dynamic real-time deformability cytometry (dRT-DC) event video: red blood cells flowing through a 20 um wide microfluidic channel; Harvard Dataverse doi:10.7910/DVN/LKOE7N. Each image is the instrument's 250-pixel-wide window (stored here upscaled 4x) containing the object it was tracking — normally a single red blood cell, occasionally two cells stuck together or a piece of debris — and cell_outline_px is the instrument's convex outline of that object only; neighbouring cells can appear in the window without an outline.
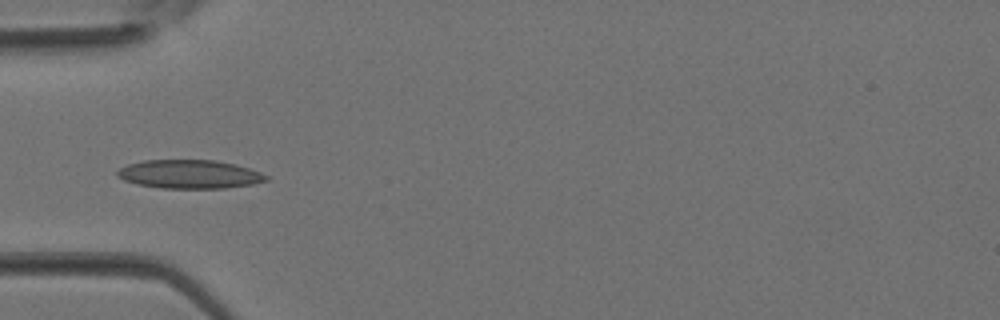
{"species": "Egyptian fruit bat (a non-hibernating species)", "species_latin": "Rousettus aegyptiacus", "temperature_condition": "room temperature", "stored_images_in_passage": 27, "camera_frame_rate_fps": 3000, "um_per_image_px": 0.085, "animal": {"sex": "female"}, "frame": {"image": 1, "passage_image": 1, "time_ms": 0.0, "image_size_px": [1000, 320], "cell_outline_px": [[268, 180], [252, 184], [224, 188], [160, 188], [136, 184], [124, 180], [116, 176], [116, 172], [120, 168], [128, 164], [144, 160], [216, 160], [236, 164], [260, 172], [268, 176]], "centroid_in_image_um": [16.09, 14.8], "position_along_channel_um": 68.9, "area_um2": 24.85}}
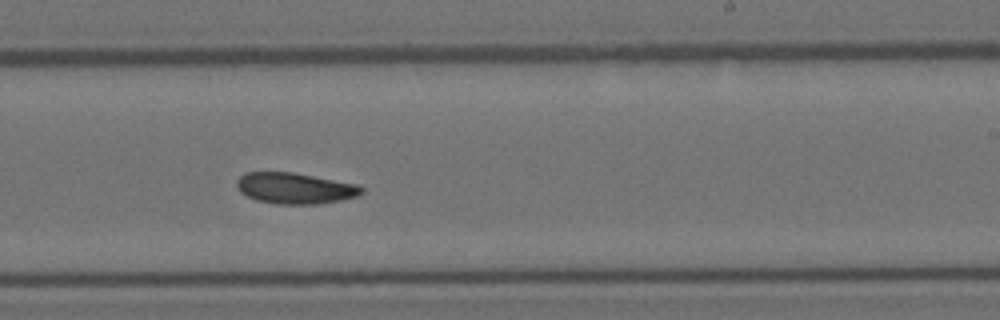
{"frame": {"image": 2, "passage_image": 12, "time_ms": 3.667, "image_size_px": [1000, 320], "cell_outline_px": [[364, 192], [356, 196], [340, 200], [316, 204], [276, 204], [256, 200], [240, 192], [236, 188], [236, 180], [244, 172], [292, 172], [360, 184], [364, 188]], "centroid_in_image_um": [25.07, 15.99], "position_along_channel_um": 263.9, "area_um2": 22.77}}
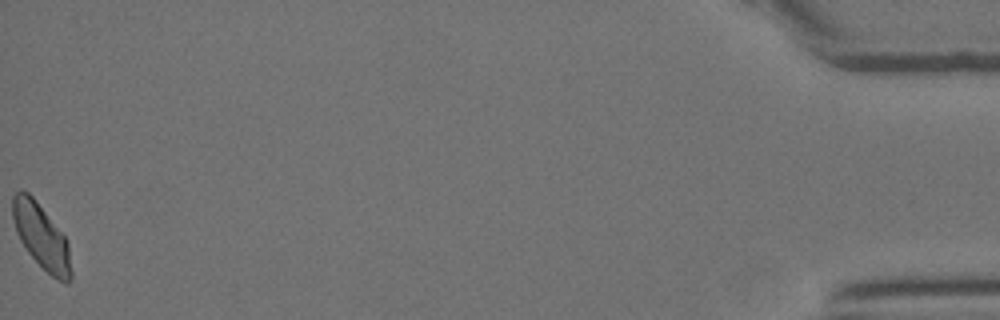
{"frame": {"image": 3, "passage_image": 27, "time_ms": 8.667, "image_size_px": [1000, 320], "cell_outline_px": [[72, 280], [68, 284], [64, 284], [52, 276], [28, 252], [20, 240], [16, 232], [12, 216], [12, 196], [20, 188], [28, 192], [36, 200], [64, 236], [68, 244], [72, 272]], "centroid_in_image_um": [3.51, 20.1], "position_along_channel_um": 431.7, "area_um2": 22.02}}